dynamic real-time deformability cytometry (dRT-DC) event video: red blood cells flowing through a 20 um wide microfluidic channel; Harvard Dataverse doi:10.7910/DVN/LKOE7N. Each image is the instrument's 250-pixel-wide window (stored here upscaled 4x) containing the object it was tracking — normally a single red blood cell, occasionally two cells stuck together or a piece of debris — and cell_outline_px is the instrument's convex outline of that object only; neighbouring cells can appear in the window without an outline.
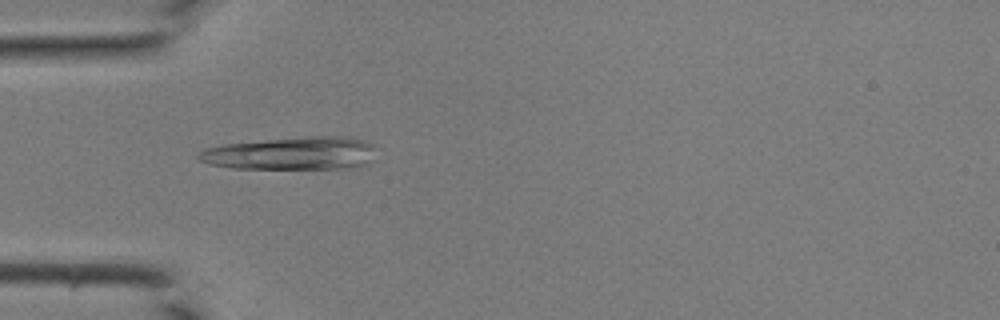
{"species": "common noctule bat (a hibernating species)", "species_latin": "Nyctalus noctula", "temperature_condition": "room temperature", "stored_images_in_passage": 24, "camera_frame_rate_fps": 3000, "um_per_image_px": 0.085, "animal": {"sex": "male", "body_mass_g": 19.0, "forearm_length_mm": 50.8}, "frame": {"image": 1, "passage_image": 6, "time_ms": 1.667, "image_size_px": [1000, 320], "cell_outline_px": [[372, 148], [364, 160], [360, 164], [348, 168], [232, 168], [208, 164], [196, 160], [196, 156], [204, 148], [224, 144], [312, 136], [344, 136], [364, 140], [372, 144]], "centroid_in_image_um": [24.6, 13.03], "position_along_channel_um": 60.4, "area_um2": 33.12}}